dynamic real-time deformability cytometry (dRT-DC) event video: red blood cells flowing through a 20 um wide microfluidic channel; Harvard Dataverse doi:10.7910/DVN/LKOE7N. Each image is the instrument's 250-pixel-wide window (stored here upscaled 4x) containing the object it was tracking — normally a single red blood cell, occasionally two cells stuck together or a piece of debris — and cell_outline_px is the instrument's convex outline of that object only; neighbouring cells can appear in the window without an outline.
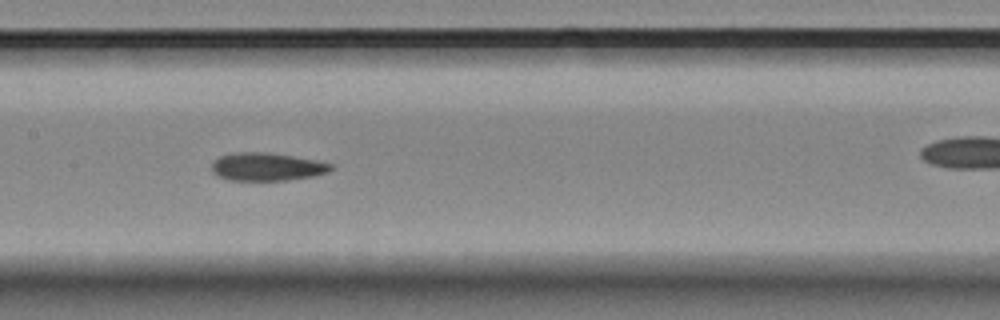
{"species": "Egyptian fruit bat (a non-hibernating species)", "species_latin": "Rousettus aegyptiacus", "temperature_condition": "room temperature", "stored_images_in_passage": 9, "camera_frame_rate_fps": 3000, "um_per_image_px": 0.085, "animal": {"sex": "female"}, "frame": {"image": 1, "passage_image": 6, "time_ms": 1.667, "image_size_px": [1000, 320], "cell_outline_px": [[336, 168], [328, 172], [312, 176], [288, 180], [232, 180], [220, 176], [212, 172], [212, 164], [220, 156], [236, 152], [268, 152], [316, 160], [332, 164]], "centroid_in_image_um": [22.73, 14.17], "position_along_channel_um": 184.7, "area_um2": 19.31}}
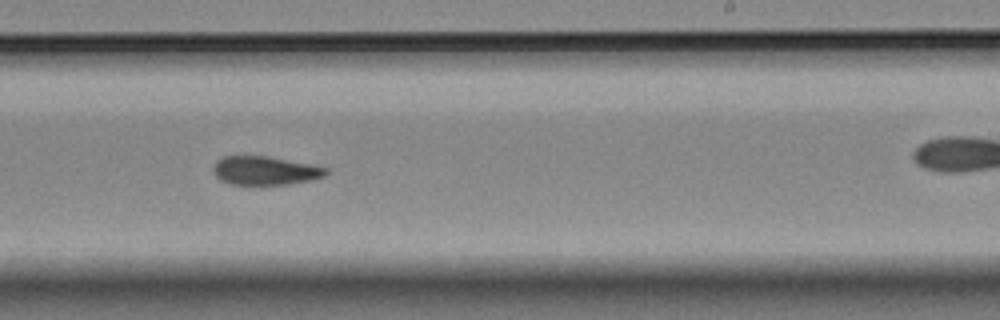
{"frame": {"image": 2, "passage_image": 8, "time_ms": 2.333, "image_size_px": [1000, 320], "cell_outline_px": [[328, 172], [324, 176], [312, 180], [288, 184], [228, 184], [220, 180], [216, 176], [212, 168], [216, 160], [224, 156], [268, 156], [328, 168]], "centroid_in_image_um": [22.5, 14.5], "position_along_channel_um": 266.5, "area_um2": 18.73}}